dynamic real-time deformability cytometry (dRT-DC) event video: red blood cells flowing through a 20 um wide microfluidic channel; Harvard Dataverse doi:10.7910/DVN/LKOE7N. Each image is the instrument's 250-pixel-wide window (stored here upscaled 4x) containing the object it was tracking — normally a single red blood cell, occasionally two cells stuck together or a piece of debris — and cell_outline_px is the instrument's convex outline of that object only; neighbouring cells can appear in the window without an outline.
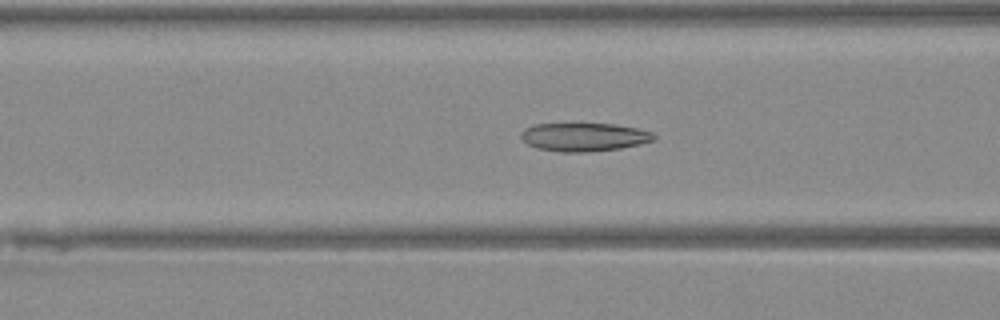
{"species": "Egyptian fruit bat (a non-hibernating species)", "species_latin": "Rousettus aegyptiacus", "temperature_condition": "warm", "stored_images_in_passage": 41, "camera_frame_rate_fps": 3000, "um_per_image_px": 0.085, "animal": {"sex": "female"}, "frame": {"image": 1, "passage_image": 19, "time_ms": 6.0, "image_size_px": [1000, 320], "cell_outline_px": [[656, 140], [640, 144], [620, 148], [588, 152], [560, 152], [536, 148], [528, 144], [520, 136], [520, 132], [524, 128], [536, 124], [612, 124], [636, 128], [652, 132], [656, 136]], "centroid_in_image_um": [49.64, 11.65], "position_along_channel_um": 117.0, "area_um2": 21.96}}
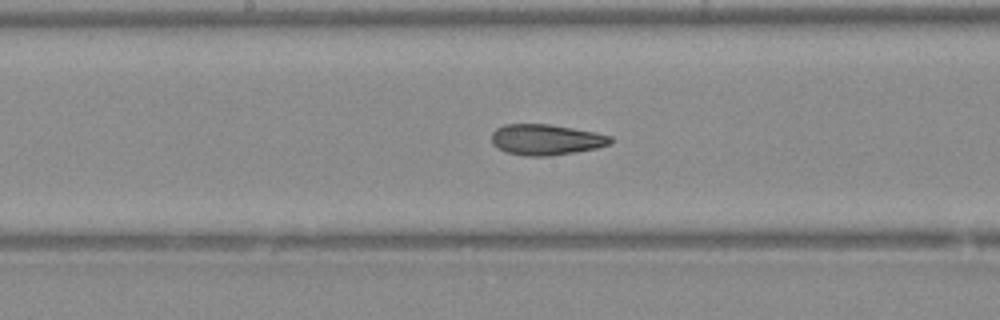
{"frame": {"image": 2, "passage_image": 25, "time_ms": 8.0, "image_size_px": [1000, 320], "cell_outline_px": [[612, 140], [608, 144], [596, 148], [576, 152], [548, 156], [524, 156], [508, 152], [492, 144], [492, 132], [496, 128], [504, 124], [548, 124], [596, 132], [612, 136]], "centroid_in_image_um": [46.4, 11.86], "position_along_channel_um": 201.8, "area_um2": 21.21}}
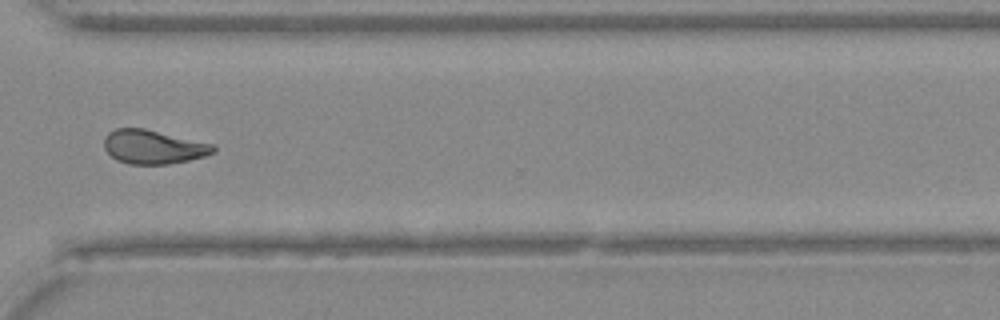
{"frame": {"image": 3, "passage_image": 36, "time_ms": 11.667, "image_size_px": [1000, 320], "cell_outline_px": [[216, 152], [204, 156], [188, 160], [168, 164], [128, 164], [116, 160], [104, 148], [104, 136], [108, 132], [116, 128], [144, 128], [216, 144]], "centroid_in_image_um": [13.05, 12.48], "position_along_channel_um": 357.6, "area_um2": 21.79}}